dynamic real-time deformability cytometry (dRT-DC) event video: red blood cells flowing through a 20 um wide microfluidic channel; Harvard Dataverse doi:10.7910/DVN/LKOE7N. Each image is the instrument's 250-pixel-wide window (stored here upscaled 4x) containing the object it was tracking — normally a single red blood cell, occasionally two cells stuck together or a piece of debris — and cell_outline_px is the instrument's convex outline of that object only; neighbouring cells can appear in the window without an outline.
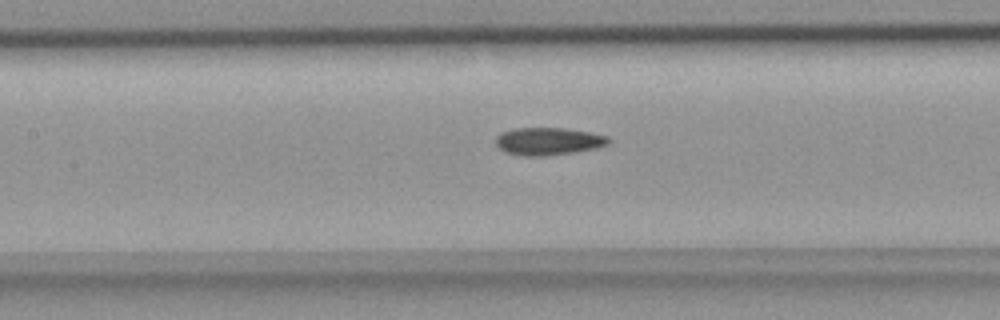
{"species": "common noctule bat (a hibernating species)", "species_latin": "Nyctalus noctula", "temperature_condition": "room temperature", "stored_images_in_passage": 36, "camera_frame_rate_fps": 3000, "um_per_image_px": 0.085, "animal": {"sex": "female", "body_mass_g": 18.4}, "frame": {"image": 1, "passage_image": 9, "time_ms": 2.667, "image_size_px": [1000, 320], "cell_outline_px": [[612, 140], [608, 144], [600, 148], [544, 156], [524, 156], [504, 152], [496, 144], [496, 136], [500, 132], [512, 128], [564, 128], [588, 132], [608, 136]], "centroid_in_image_um": [46.61, 12.01], "position_along_channel_um": 160.8, "area_um2": 18.26}}
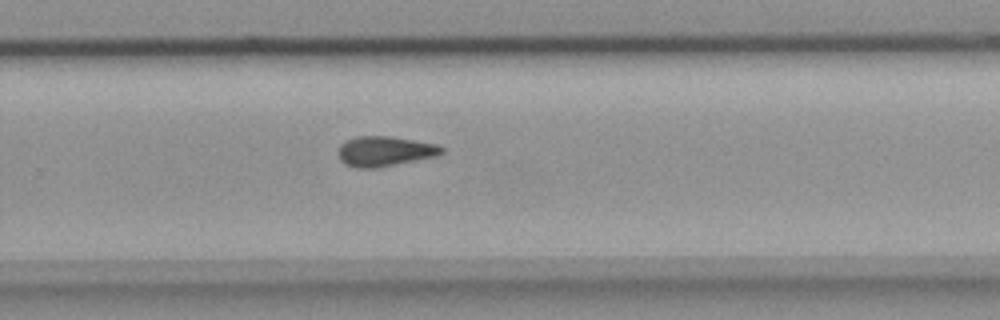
{"frame": {"image": 2, "passage_image": 19, "time_ms": 6.0, "image_size_px": [1000, 320], "cell_outline_px": [[444, 152], [440, 156], [376, 168], [356, 168], [344, 164], [340, 160], [336, 152], [340, 144], [356, 136], [392, 136], [436, 144], [444, 148]], "centroid_in_image_um": [32.7, 12.86], "position_along_channel_um": 297.1, "area_um2": 18.44}}
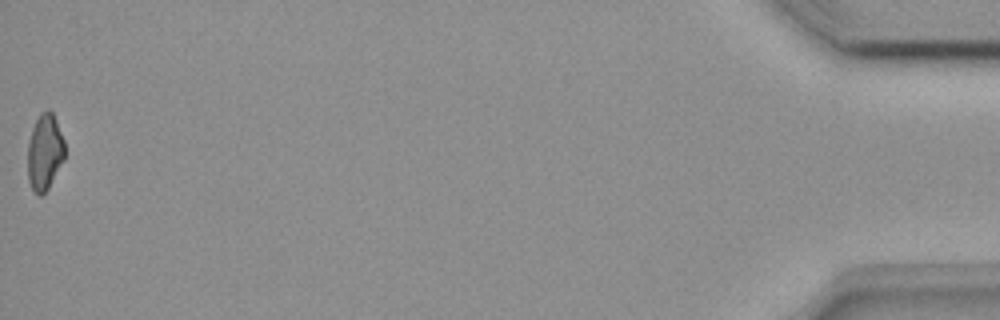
{"frame": {"image": 3, "passage_image": 36, "time_ms": 11.667, "image_size_px": [1000, 320], "cell_outline_px": [[64, 160], [48, 188], [40, 196], [32, 188], [28, 180], [28, 144], [32, 128], [40, 112], [48, 108], [52, 112], [56, 120], [64, 140]], "centroid_in_image_um": [3.8, 12.89], "position_along_channel_um": 431.4, "area_um2": 16.36}}